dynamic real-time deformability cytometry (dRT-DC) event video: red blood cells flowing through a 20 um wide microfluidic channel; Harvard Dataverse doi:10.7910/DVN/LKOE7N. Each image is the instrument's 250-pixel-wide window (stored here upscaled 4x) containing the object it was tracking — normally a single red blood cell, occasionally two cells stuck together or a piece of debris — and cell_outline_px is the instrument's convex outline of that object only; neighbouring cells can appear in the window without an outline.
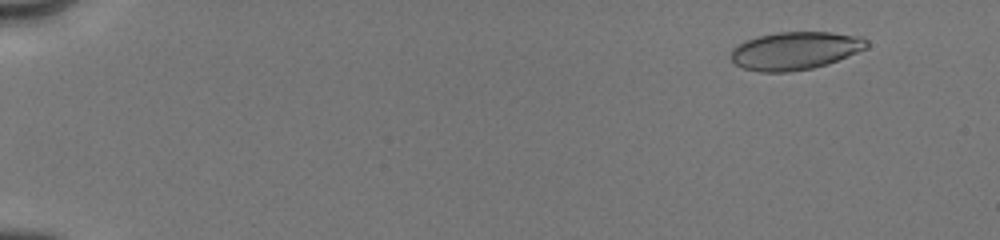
{"species": "human", "species_latin": "Homo sapiens", "temperature_condition": "cold", "stored_images_in_passage": 38, "camera_frame_rate_fps": 3000, "um_per_image_px": 0.085, "donor": {"sex": "male"}, "frame": {"image": 1, "passage_image": 4, "time_ms": 1.667, "image_size_px": [1000, 240], "cell_outline_px": [[868, 48], [828, 64], [812, 68], [788, 72], [760, 72], [744, 68], [736, 64], [732, 60], [732, 48], [744, 40], [776, 32], [832, 32], [864, 36], [868, 40]], "centroid_in_image_um": [67.63, 4.3], "position_along_channel_um": 17.4, "area_um2": 30.17}}
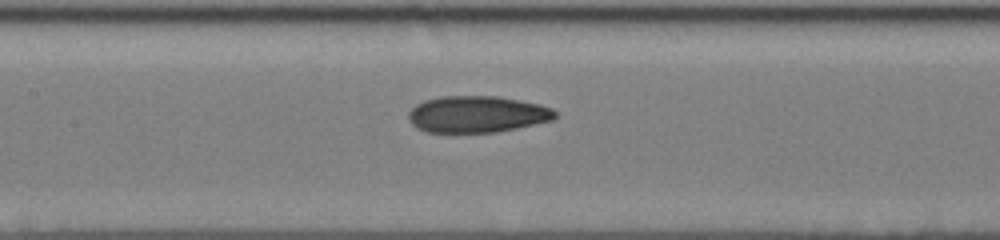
{"frame": {"image": 2, "passage_image": 22, "time_ms": 9.0, "image_size_px": [1000, 240], "cell_outline_px": [[556, 116], [552, 120], [516, 128], [496, 132], [428, 132], [416, 128], [408, 120], [408, 112], [416, 104], [424, 100], [440, 96], [496, 96], [520, 100], [540, 104], [552, 108], [556, 112]], "centroid_in_image_um": [40.53, 9.7], "position_along_channel_um": 166.9, "area_um2": 31.33}}
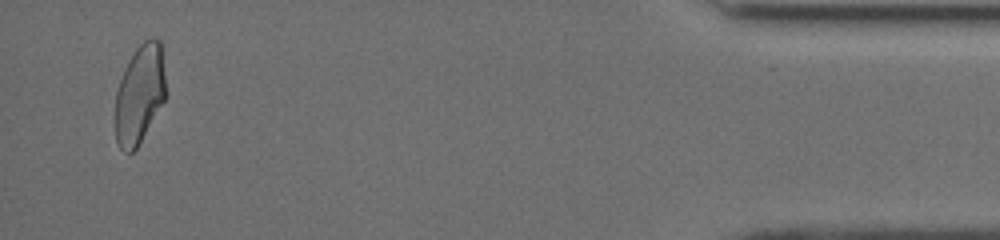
{"frame": {"image": 3, "passage_image": 38, "time_ms": 17.0, "image_size_px": [1000, 240], "cell_outline_px": [[164, 100], [136, 148], [132, 152], [124, 152], [120, 148], [116, 140], [116, 92], [124, 68], [128, 60], [136, 48], [144, 40], [152, 36], [160, 40], [164, 76]], "centroid_in_image_um": [11.85, 7.97], "position_along_channel_um": 423.4, "area_um2": 28.5}, "authors_computed_cell_mechanics": {"area_um2": 30.8652, "velocity_mm_per_s": 4.0254, "shape_relaxation_time_tau1_ms": null, "shape_relaxation_time_tau2_ms": 1.9539, "deformation_change_tau1": null, "deformation_change_tau2": 0.0873}}